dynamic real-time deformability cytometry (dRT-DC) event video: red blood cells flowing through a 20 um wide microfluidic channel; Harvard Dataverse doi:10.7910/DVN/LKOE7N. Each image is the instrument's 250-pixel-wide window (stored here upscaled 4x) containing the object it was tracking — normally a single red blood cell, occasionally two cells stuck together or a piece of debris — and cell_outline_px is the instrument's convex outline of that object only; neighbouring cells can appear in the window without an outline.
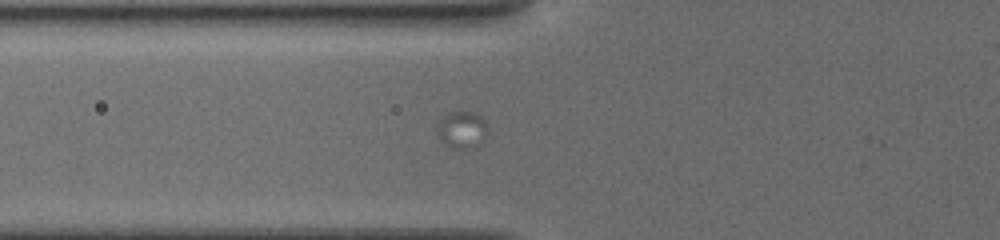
{"species": "common noctule bat (a hibernating species)", "species_latin": "Nyctalus noctula", "temperature_condition": "cold", "stored_images_in_passage": 41, "camera_frame_rate_fps": 3000, "um_per_image_px": 0.085, "animal": {"sex": "female", "body_mass_g": 19.5, "forearm_length_mm": 54.1}, "frame": {"image": 1, "passage_image": 6, "time_ms": 1.667, "image_size_px": [1000, 240], "cell_outline_px": [[488, 132], [484, 140], [460, 148], [452, 148], [444, 144], [440, 140], [440, 120], [444, 116], [452, 112], [472, 112], [480, 116], [484, 120]], "centroid_in_image_um": [39.29, 11.0], "position_along_channel_um": 86.5, "area_um2": 10.17}}
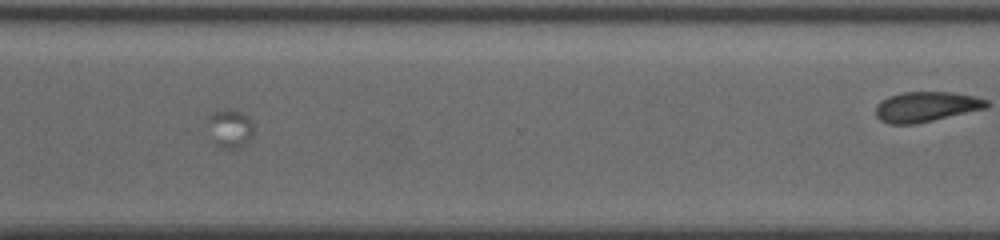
{"frame": {"image": 2, "passage_image": 29, "time_ms": 10.333, "image_size_px": [1000, 240], "cell_outline_px": [[252, 136], [244, 144], [236, 148], [220, 148], [212, 140], [208, 120], [208, 116], [212, 112], [224, 108], [232, 108], [248, 116], [252, 124]], "centroid_in_image_um": [19.53, 10.88], "position_along_channel_um": 351.1, "area_um2": 10.23}}
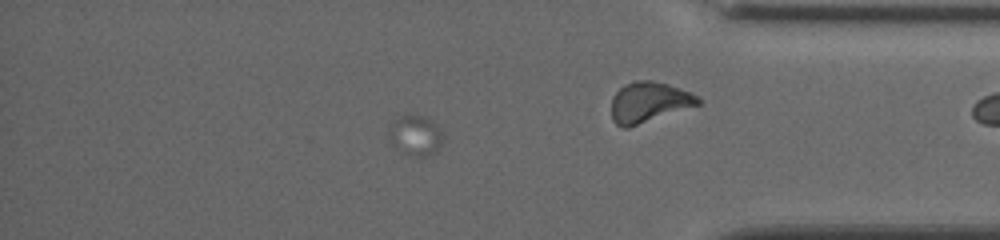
{"frame": {"image": 3, "passage_image": 34, "time_ms": 12.667, "image_size_px": [1000, 240], "cell_outline_px": [[444, 132], [440, 144], [436, 152], [424, 156], [412, 156], [396, 148], [388, 140], [388, 128], [392, 120], [412, 112], [424, 116], [440, 128]], "centroid_in_image_um": [35.27, 11.47], "position_along_channel_um": 399.9, "area_um2": 12.95}}